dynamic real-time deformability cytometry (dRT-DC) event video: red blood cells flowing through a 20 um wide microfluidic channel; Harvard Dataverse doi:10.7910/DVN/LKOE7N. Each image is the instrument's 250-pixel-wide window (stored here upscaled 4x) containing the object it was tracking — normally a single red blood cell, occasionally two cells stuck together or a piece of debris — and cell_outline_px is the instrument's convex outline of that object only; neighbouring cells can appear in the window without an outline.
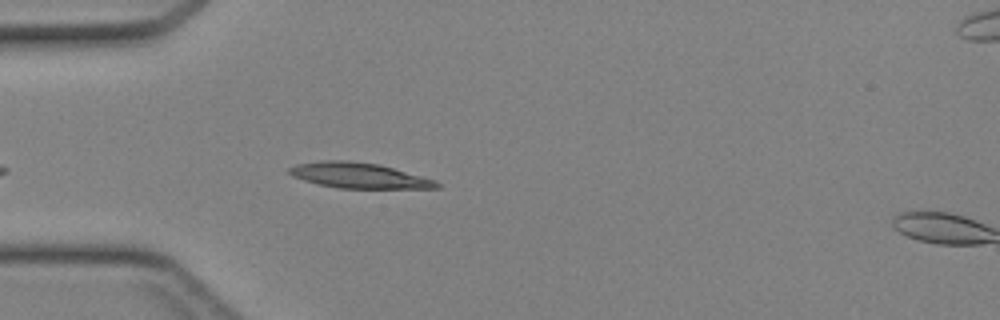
{"species": "Egyptian fruit bat (a non-hibernating species)", "species_latin": "Rousettus aegyptiacus", "temperature_condition": "cold", "stored_images_in_passage": 32, "camera_frame_rate_fps": 3000, "um_per_image_px": 0.085, "animal": {"sex": "female"}, "frame": {"image": 1, "passage_image": 2, "time_ms": 0.333, "image_size_px": [1000, 320], "cell_outline_px": [[440, 188], [336, 188], [316, 184], [292, 176], [288, 172], [288, 168], [296, 164], [320, 160], [348, 160], [380, 164], [436, 180], [440, 184]], "centroid_in_image_um": [30.48, 14.91], "position_along_channel_um": 54.5, "area_um2": 22.02}}
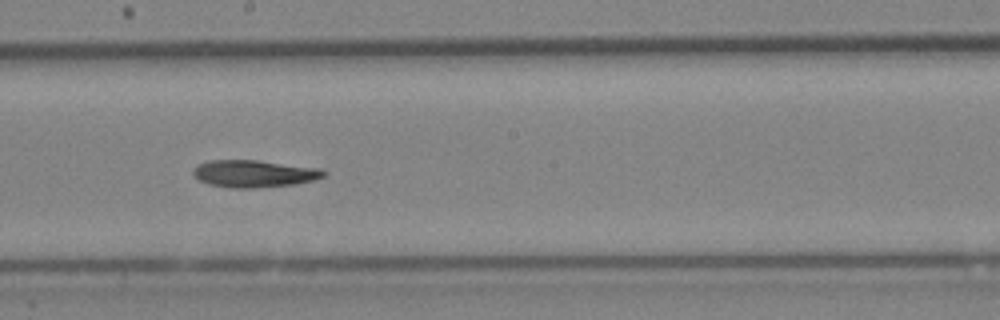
{"frame": {"image": 2, "passage_image": 14, "time_ms": 4.333, "image_size_px": [1000, 320], "cell_outline_px": [[328, 172], [324, 176], [312, 180], [292, 184], [256, 188], [232, 188], [208, 184], [200, 180], [192, 172], [200, 164], [212, 160], [256, 160], [320, 168]], "centroid_in_image_um": [21.62, 14.76], "position_along_channel_um": 226.6, "area_um2": 20.4}}
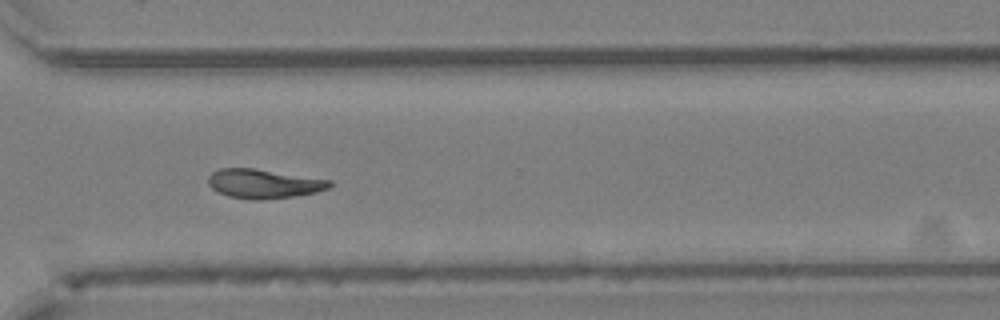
{"frame": {"image": 3, "passage_image": 22, "time_ms": 7.0, "image_size_px": [1000, 320], "cell_outline_px": [[332, 184], [328, 188], [316, 192], [296, 196], [256, 200], [252, 200], [228, 196], [212, 188], [208, 184], [208, 176], [212, 172], [220, 168], [252, 168], [332, 180]], "centroid_in_image_um": [22.41, 15.61], "position_along_channel_um": 348.2, "area_um2": 20.52}}